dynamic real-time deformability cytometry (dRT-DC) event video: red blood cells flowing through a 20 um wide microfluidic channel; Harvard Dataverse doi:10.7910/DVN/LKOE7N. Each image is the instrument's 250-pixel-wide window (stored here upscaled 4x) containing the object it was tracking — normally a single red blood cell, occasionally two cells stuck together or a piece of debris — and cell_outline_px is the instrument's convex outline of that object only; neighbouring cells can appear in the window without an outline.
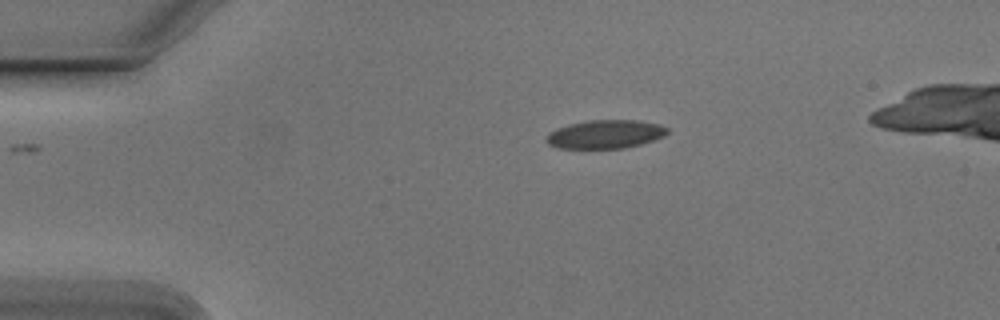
{"species": "Egyptian fruit bat (a non-hibernating species)", "species_latin": "Rousettus aegyptiacus", "temperature_condition": "cold", "stored_images_in_passage": 43, "camera_frame_rate_fps": 3000, "um_per_image_px": 0.085, "animal": {"sex": "male"}, "frame": {"image": 1, "passage_image": 1, "time_ms": 0.0, "image_size_px": [1000, 320], "cell_outline_px": [[668, 132], [664, 136], [640, 144], [624, 148], [556, 148], [548, 144], [544, 140], [556, 128], [588, 120], [636, 120], [660, 124], [668, 128]], "centroid_in_image_um": [51.46, 11.41], "position_along_channel_um": 33.5, "area_um2": 19.94}}
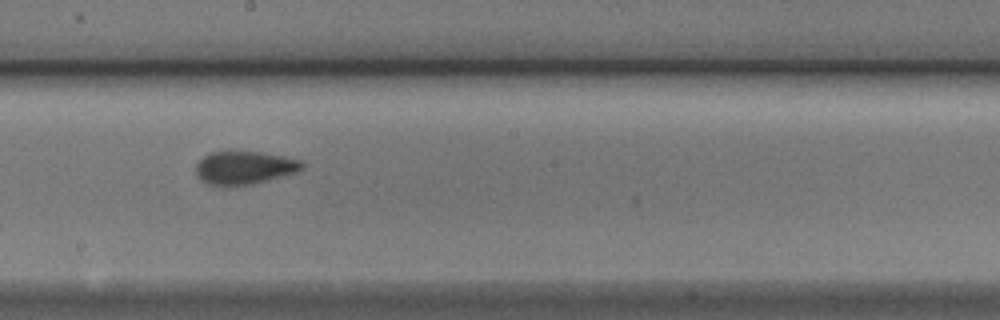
{"frame": {"image": 2, "passage_image": 20, "time_ms": 6.333, "image_size_px": [1000, 320], "cell_outline_px": [[304, 168], [296, 172], [268, 180], [252, 184], [228, 188], [220, 188], [208, 184], [200, 180], [196, 172], [196, 164], [208, 152], [260, 152], [284, 156], [300, 160], [304, 164]], "centroid_in_image_um": [20.74, 14.29], "position_along_channel_um": 227.5, "area_um2": 20.87}}
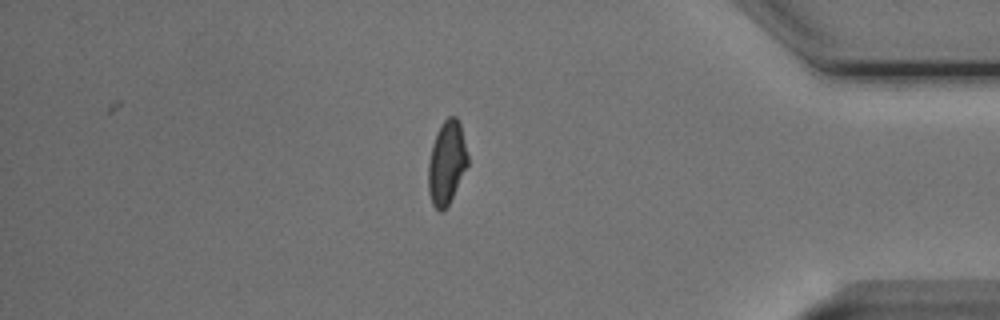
{"frame": {"image": 3, "passage_image": 36, "time_ms": 11.667, "image_size_px": [1000, 320], "cell_outline_px": [[468, 164], [448, 204], [440, 212], [432, 204], [428, 192], [428, 164], [432, 144], [436, 132], [440, 124], [448, 116], [456, 116], [460, 124], [468, 156]], "centroid_in_image_um": [37.95, 13.79], "position_along_channel_um": 397.3, "area_um2": 19.02}}